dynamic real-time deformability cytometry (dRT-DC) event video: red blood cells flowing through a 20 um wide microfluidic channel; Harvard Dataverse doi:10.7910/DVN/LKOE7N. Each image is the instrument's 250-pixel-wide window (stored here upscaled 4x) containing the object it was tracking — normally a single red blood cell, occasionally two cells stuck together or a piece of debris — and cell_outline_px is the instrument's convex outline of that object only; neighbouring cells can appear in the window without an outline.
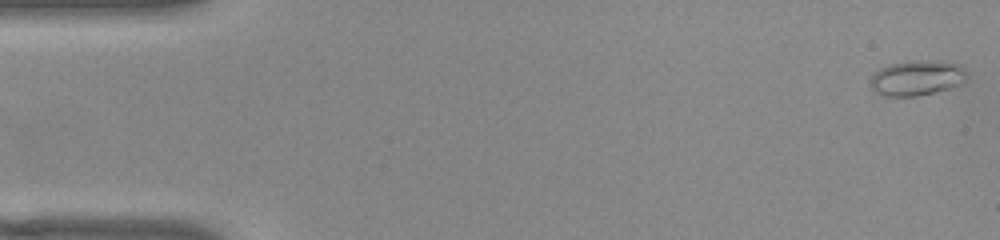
{"species": "common noctule bat (a hibernating species)", "species_latin": "Nyctalus noctula", "temperature_condition": "warm", "stored_images_in_passage": 53, "camera_frame_rate_fps": 3000, "um_per_image_px": 0.085, "animal": {"sex": "female", "body_mass_g": 22.0, "forearm_length_mm": 56.7}, "frame": {"image": 1, "passage_image": 1, "time_ms": 0.0, "image_size_px": [1000, 240], "cell_outline_px": [[964, 80], [960, 84], [948, 88], [916, 96], [888, 96], [876, 92], [868, 84], [872, 76], [880, 68], [892, 64], [908, 60], [944, 60], [960, 64], [964, 68]], "centroid_in_image_um": [77.92, 6.59], "position_along_channel_um": 7.1, "area_um2": 19.71}}
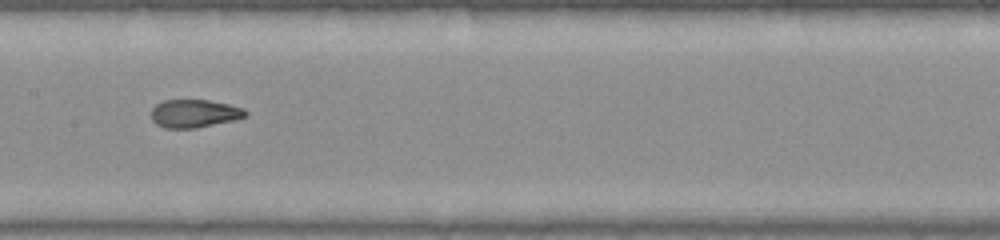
{"frame": {"image": 2, "passage_image": 26, "time_ms": 8.333, "image_size_px": [1000, 240], "cell_outline_px": [[248, 116], [236, 120], [196, 128], [164, 128], [156, 124], [152, 120], [152, 108], [156, 104], [164, 100], [208, 100], [228, 104], [244, 108], [248, 112]], "centroid_in_image_um": [16.55, 9.65], "position_along_channel_um": 190.9, "area_um2": 15.55}}
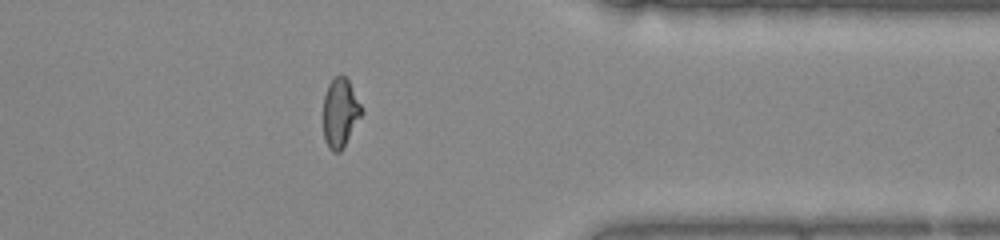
{"frame": {"image": 3, "passage_image": 42, "time_ms": 13.667, "image_size_px": [1000, 240], "cell_outline_px": [[364, 112], [340, 152], [332, 152], [328, 148], [324, 140], [324, 96], [328, 84], [340, 72], [348, 80]], "centroid_in_image_um": [28.91, 9.59], "position_along_channel_um": 382.5, "area_um2": 15.32}, "authors_computed_cell_mechanics": {"area_um2": 16.0106, "velocity_mm_per_s": 3.8624, "shape_relaxation_time_tau1_ms": null, "shape_relaxation_time_tau2_ms": 1.0943, "deformation_change_tau1": null, "deformation_change_tau2": 0.0653}}